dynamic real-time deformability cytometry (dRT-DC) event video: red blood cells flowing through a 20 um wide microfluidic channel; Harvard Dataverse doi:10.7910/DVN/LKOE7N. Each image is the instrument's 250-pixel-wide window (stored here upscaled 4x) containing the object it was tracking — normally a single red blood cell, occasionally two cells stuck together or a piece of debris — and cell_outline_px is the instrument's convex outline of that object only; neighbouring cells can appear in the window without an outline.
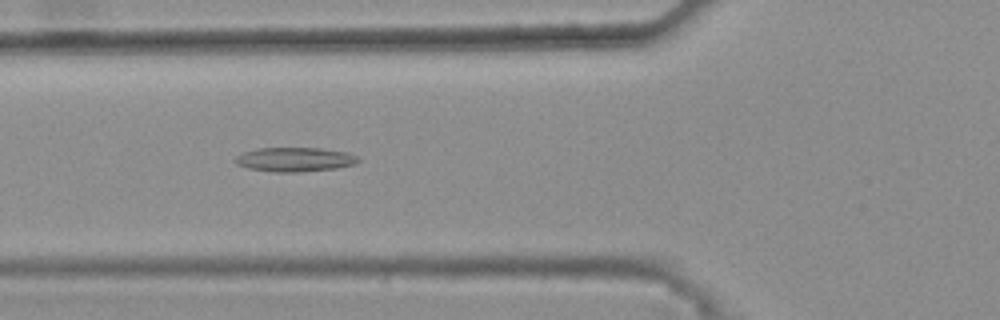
{"species": "common noctule bat (a hibernating species)", "species_latin": "Nyctalus noctula", "temperature_condition": "warm", "stored_images_in_passage": 32, "camera_frame_rate_fps": 3000, "um_per_image_px": 0.085, "animal": {"sex": "female", "body_mass_g": 25.1}, "frame": {"image": 1, "passage_image": 5, "time_ms": 1.333, "image_size_px": [1000, 320], "cell_outline_px": [[360, 160], [356, 164], [336, 168], [296, 172], [272, 172], [248, 168], [236, 164], [232, 160], [236, 156], [244, 152], [256, 148], [320, 148], [344, 152], [356, 156]], "centroid_in_image_um": [25.0, 13.56], "position_along_channel_um": 100.8, "area_um2": 17.34}}
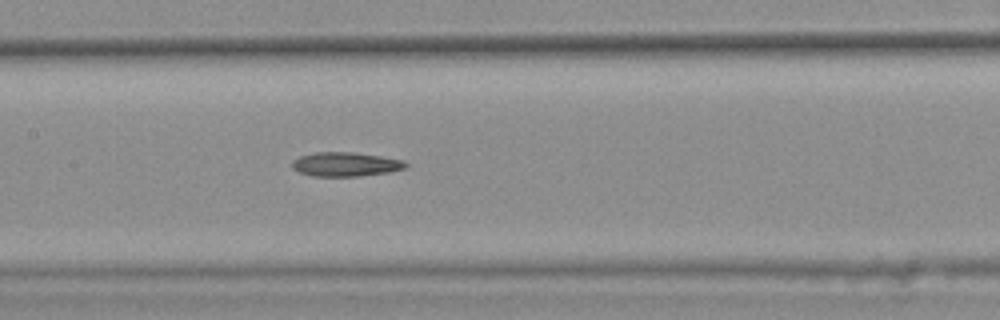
{"frame": {"image": 2, "passage_image": 11, "time_ms": 3.333, "image_size_px": [1000, 320], "cell_outline_px": [[408, 164], [404, 168], [388, 172], [360, 176], [312, 176], [300, 172], [292, 168], [292, 160], [300, 156], [316, 152], [356, 152], [404, 160]], "centroid_in_image_um": [29.36, 13.96], "position_along_channel_um": 178.0, "area_um2": 15.95}}
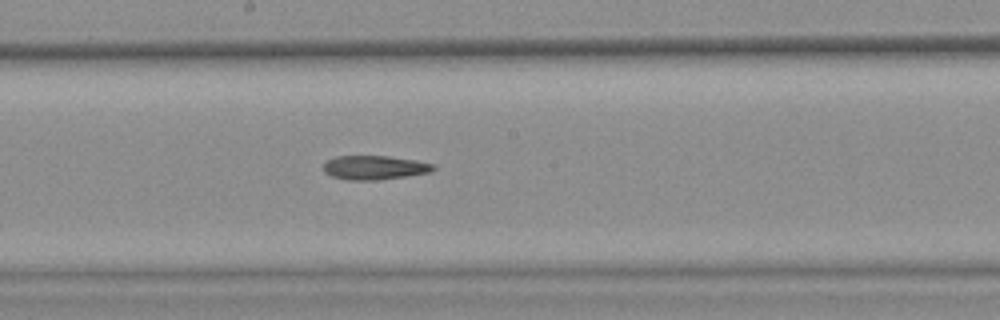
{"frame": {"image": 3, "passage_image": 14, "time_ms": 4.333, "image_size_px": [1000, 320], "cell_outline_px": [[436, 168], [432, 172], [408, 176], [380, 180], [348, 180], [332, 176], [324, 172], [324, 164], [328, 160], [336, 156], [388, 156], [416, 160], [436, 164]], "centroid_in_image_um": [31.89, 14.25], "position_along_channel_um": 216.3, "area_um2": 15.55}}